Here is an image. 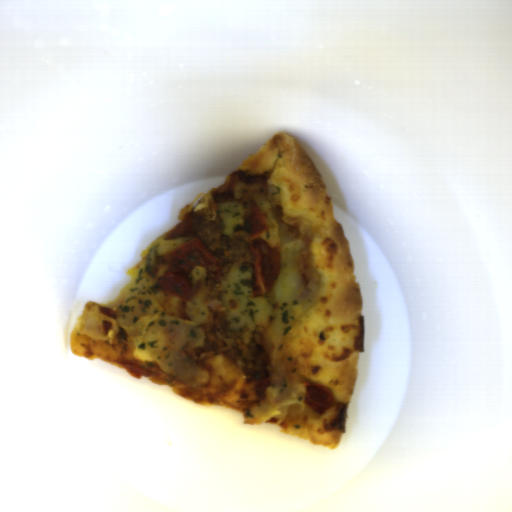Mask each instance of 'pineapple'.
<instances>
[{"mask_svg": "<svg viewBox=\"0 0 512 512\" xmlns=\"http://www.w3.org/2000/svg\"><path fill=\"white\" fill-rule=\"evenodd\" d=\"M306 241L290 234L280 238V276L273 289L252 297L254 264L236 263L224 276L221 303L228 315V329L263 326L270 344L280 343L302 316L314 305L311 290L304 288L300 256Z\"/></svg>", "mask_w": 512, "mask_h": 512, "instance_id": "9d759a55", "label": "pineapple"}, {"mask_svg": "<svg viewBox=\"0 0 512 512\" xmlns=\"http://www.w3.org/2000/svg\"><path fill=\"white\" fill-rule=\"evenodd\" d=\"M167 235L140 254L110 305L130 339L133 360L153 362L174 380L201 390L208 385L210 373L186 360L182 348L205 344L201 326L209 316L208 270L196 265L190 272L188 301L166 294L160 278L169 271L175 249L187 243L185 238L167 239Z\"/></svg>", "mask_w": 512, "mask_h": 512, "instance_id": "2ff11189", "label": "pineapple"}]
</instances>
